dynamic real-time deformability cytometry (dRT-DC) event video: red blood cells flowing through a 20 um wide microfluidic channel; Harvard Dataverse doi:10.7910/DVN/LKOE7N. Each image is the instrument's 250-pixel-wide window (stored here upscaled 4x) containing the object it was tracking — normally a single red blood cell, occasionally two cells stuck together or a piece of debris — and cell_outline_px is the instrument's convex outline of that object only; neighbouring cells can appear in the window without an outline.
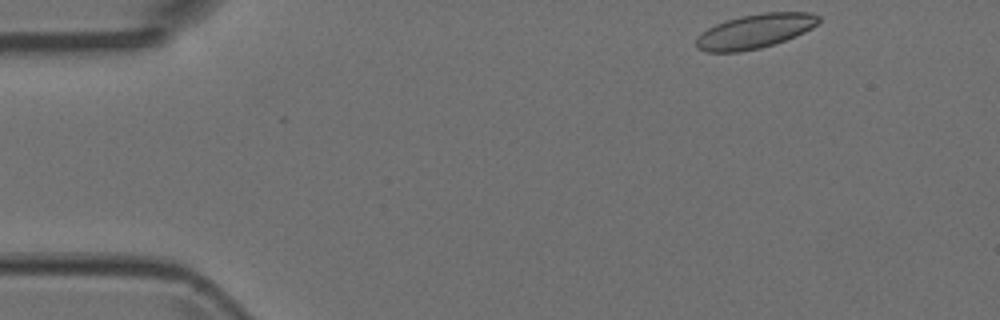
{"species": "Egyptian fruit bat (a non-hibernating species)", "species_latin": "Rousettus aegyptiacus", "temperature_condition": "room temperature", "stored_images_in_passage": 6, "camera_frame_rate_fps": 3000, "um_per_image_px": 0.085, "animal": {"sex": "female"}, "frame": {"image": 1, "passage_image": 1, "time_ms": 0.0, "image_size_px": [1000, 320], "cell_outline_px": [[820, 20], [812, 28], [796, 36], [760, 48], [740, 52], [704, 52], [696, 48], [696, 40], [708, 28], [724, 20], [740, 16], [764, 12], [812, 12], [820, 16]], "centroid_in_image_um": [64.18, 2.65], "position_along_channel_um": 20.8, "area_um2": 24.45}}
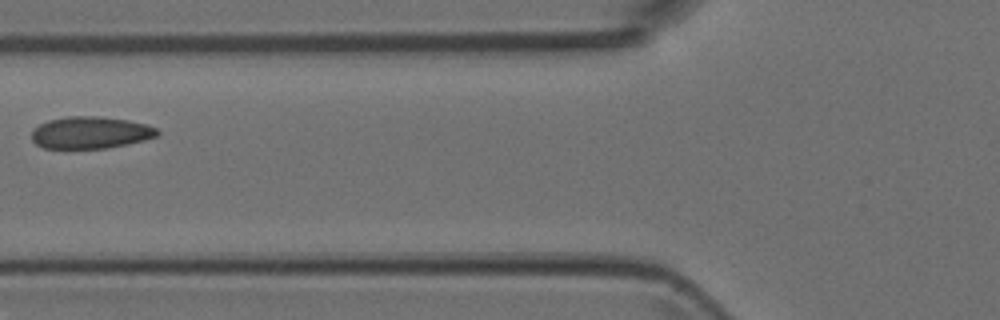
{"frame": {"image": 2, "passage_image": 5, "time_ms": 1.333, "image_size_px": [1000, 320], "cell_outline_px": [[160, 136], [144, 140], [104, 148], [44, 148], [36, 144], [32, 140], [32, 128], [48, 120], [64, 116], [100, 116], [128, 120], [144, 124], [156, 128], [160, 132]], "centroid_in_image_um": [7.67, 11.26], "position_along_channel_um": 118.1, "area_um2": 23.47}}
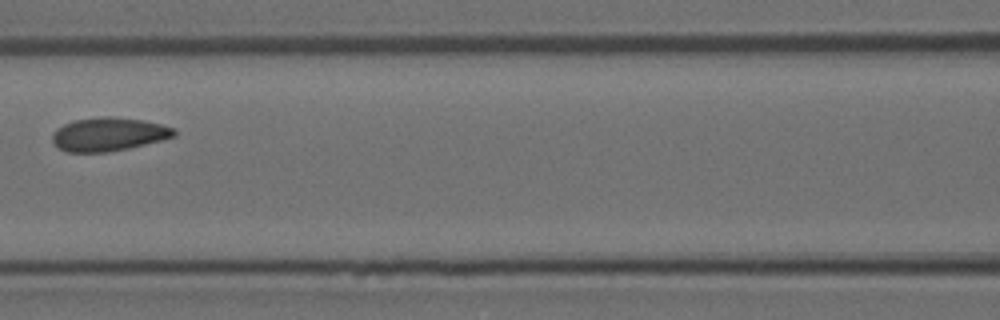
{"frame": {"image": 3, "passage_image": 6, "time_ms": 1.667, "image_size_px": [1000, 320], "cell_outline_px": [[176, 136], [164, 140], [128, 148], [108, 152], [68, 152], [60, 148], [52, 140], [52, 136], [56, 128], [72, 120], [100, 116], [112, 116], [144, 120], [176, 128]], "centroid_in_image_um": [9.26, 11.4], "position_along_channel_um": 157.3, "area_um2": 23.99}}